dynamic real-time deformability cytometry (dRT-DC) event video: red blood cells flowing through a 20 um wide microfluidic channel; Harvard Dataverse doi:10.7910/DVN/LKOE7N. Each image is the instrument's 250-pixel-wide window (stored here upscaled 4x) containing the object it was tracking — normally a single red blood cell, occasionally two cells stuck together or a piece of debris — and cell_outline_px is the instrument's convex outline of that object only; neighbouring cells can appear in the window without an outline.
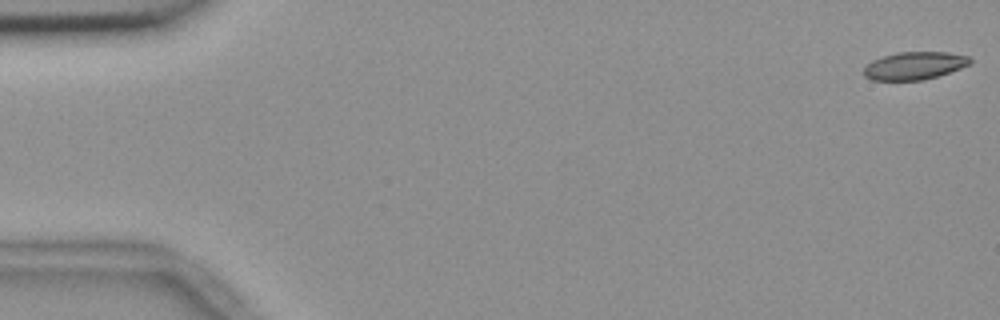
{"species": "common noctule bat (a hibernating species)", "species_latin": "Nyctalus noctula", "temperature_condition": "room temperature", "stored_images_in_passage": 55, "camera_frame_rate_fps": 3000, "um_per_image_px": 0.085, "animal": {"sex": "female", "body_mass_g": 18.4}, "frame": {"image": 1, "passage_image": 1, "time_ms": 0.0, "image_size_px": [1000, 320], "cell_outline_px": [[972, 60], [968, 64], [960, 68], [924, 80], [872, 80], [864, 76], [864, 68], [872, 60], [896, 52], [944, 52], [968, 56]], "centroid_in_image_um": [77.69, 5.58], "position_along_channel_um": 7.3, "area_um2": 16.94}}
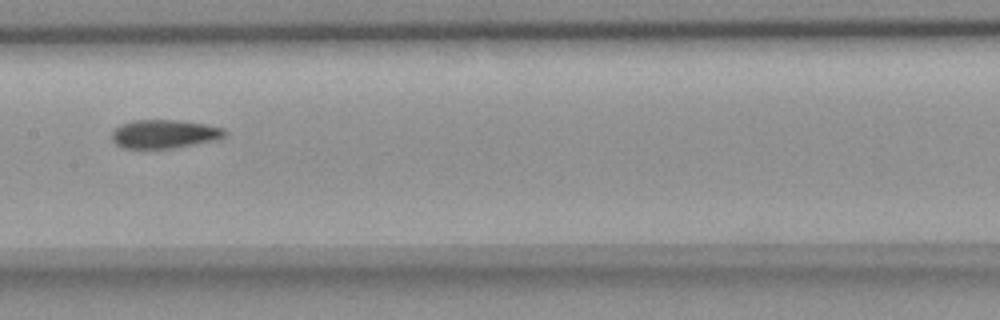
{"frame": {"image": 2, "passage_image": 28, "time_ms": 9.0, "image_size_px": [1000, 320], "cell_outline_px": [[228, 132], [224, 136], [212, 140], [172, 148], [124, 148], [116, 144], [112, 140], [112, 132], [120, 124], [132, 120], [180, 120], [204, 124], [224, 128]], "centroid_in_image_um": [13.93, 11.37], "position_along_channel_um": 193.5, "area_um2": 18.61}}
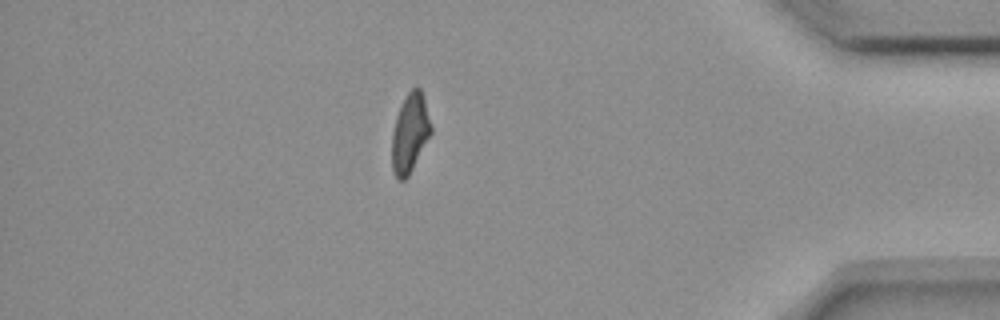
{"frame": {"image": 3, "passage_image": 48, "time_ms": 15.667, "image_size_px": [1000, 320], "cell_outline_px": [[432, 132], [408, 176], [404, 180], [396, 180], [392, 168], [392, 132], [396, 116], [408, 92], [416, 84], [420, 88], [424, 96], [432, 128]], "centroid_in_image_um": [34.85, 11.3], "position_along_channel_um": 400.4, "area_um2": 17.98}, "authors_computed_cell_mechanics": {"area_um2": 18.7272, "velocity_mm_per_s": 3.682, "shape_relaxation_time_tau1_ms": null, "shape_relaxation_time_tau2_ms": 2.4848, "deformation_change_tau1": null, "deformation_change_tau2": 0.0746}}